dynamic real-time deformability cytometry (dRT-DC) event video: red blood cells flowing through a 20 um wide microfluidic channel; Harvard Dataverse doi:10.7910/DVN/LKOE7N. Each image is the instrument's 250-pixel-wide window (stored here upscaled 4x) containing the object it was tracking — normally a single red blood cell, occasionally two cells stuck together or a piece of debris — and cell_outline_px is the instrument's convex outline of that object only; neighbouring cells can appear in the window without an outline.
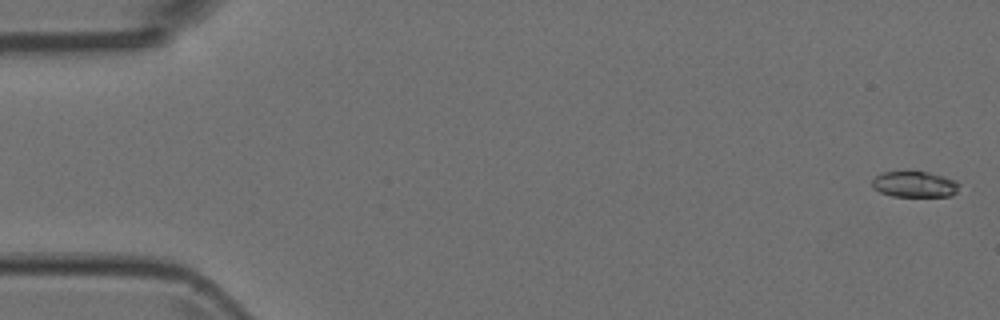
{"species": "Egyptian fruit bat (a non-hibernating species)", "species_latin": "Rousettus aegyptiacus", "temperature_condition": "room temperature", "stored_images_in_passage": 4, "camera_frame_rate_fps": 3000, "um_per_image_px": 0.085, "animal": {"sex": "female"}, "frame": {"image": 1, "passage_image": 1, "time_ms": 0.0, "image_size_px": [1000, 320], "cell_outline_px": [[960, 184], [956, 192], [952, 196], [892, 196], [880, 192], [872, 188], [872, 180], [876, 176], [884, 172], [928, 172], [944, 176], [956, 180]], "centroid_in_image_um": [77.75, 15.67], "position_along_channel_um": 7.2, "area_um2": 13.12}}